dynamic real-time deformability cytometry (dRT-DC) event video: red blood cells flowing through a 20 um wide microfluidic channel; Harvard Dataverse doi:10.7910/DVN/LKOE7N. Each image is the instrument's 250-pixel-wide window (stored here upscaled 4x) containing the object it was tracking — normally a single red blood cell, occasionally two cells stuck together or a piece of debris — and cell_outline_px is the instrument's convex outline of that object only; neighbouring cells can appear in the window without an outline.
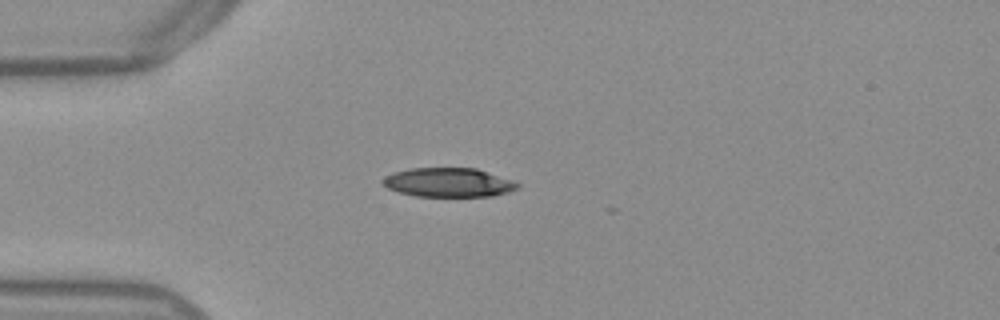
{"species": "Egyptian fruit bat (a non-hibernating species)", "species_latin": "Rousettus aegyptiacus", "temperature_condition": "warm", "stored_images_in_passage": 4, "camera_frame_rate_fps": 3000, "um_per_image_px": 0.085, "frame": {"image": 1, "passage_image": 1, "time_ms": 0.0, "image_size_px": [1000, 320], "cell_outline_px": [[520, 188], [508, 192], [492, 196], [416, 196], [396, 192], [388, 188], [380, 180], [384, 176], [392, 172], [408, 168], [476, 168], [512, 180], [520, 184]], "centroid_in_image_um": [38.09, 15.5], "position_along_channel_um": 46.9, "area_um2": 23.0}}